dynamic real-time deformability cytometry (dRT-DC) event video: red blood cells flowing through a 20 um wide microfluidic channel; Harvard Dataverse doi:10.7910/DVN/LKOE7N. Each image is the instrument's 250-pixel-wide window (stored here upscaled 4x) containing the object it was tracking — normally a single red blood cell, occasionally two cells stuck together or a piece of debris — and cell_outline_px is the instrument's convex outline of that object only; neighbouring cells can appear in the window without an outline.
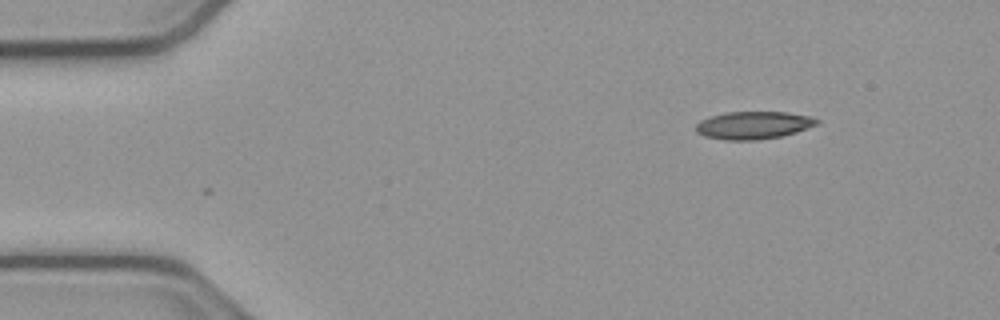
{"species": "common noctule bat (a hibernating species)", "species_latin": "Nyctalus noctula", "temperature_condition": "cold", "stored_images_in_passage": 5, "camera_frame_rate_fps": 3000, "um_per_image_px": 0.085, "animal": {"sex": "male", "body_mass_g": 23.1, "forearm_length_mm": 52.7}, "frame": {"image": 1, "passage_image": 5, "time_ms": 1.333, "image_size_px": [1000, 320], "cell_outline_px": [[820, 124], [796, 132], [780, 136], [756, 140], [724, 140], [704, 136], [696, 132], [696, 124], [700, 120], [712, 116], [728, 112], [788, 112], [812, 116], [820, 120]], "centroid_in_image_um": [64.08, 10.64], "position_along_channel_um": 20.9, "area_um2": 19.59}}